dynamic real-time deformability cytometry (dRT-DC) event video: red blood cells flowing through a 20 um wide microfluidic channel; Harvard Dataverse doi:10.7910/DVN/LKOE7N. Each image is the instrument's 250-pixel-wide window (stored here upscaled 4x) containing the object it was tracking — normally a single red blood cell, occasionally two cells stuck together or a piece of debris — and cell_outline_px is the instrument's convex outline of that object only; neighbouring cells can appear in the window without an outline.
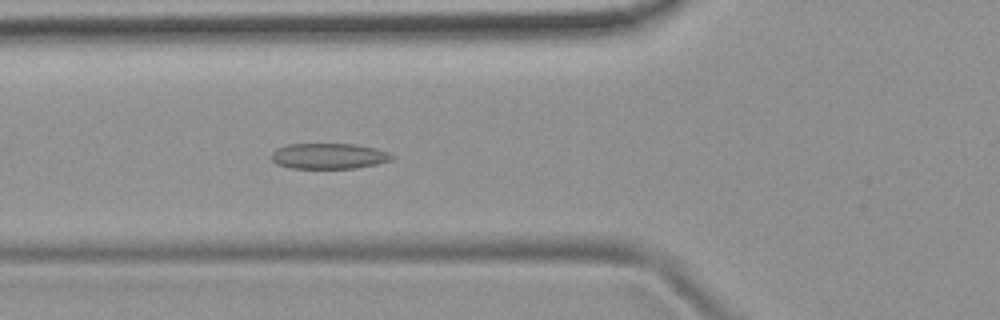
{"species": "common noctule bat (a hibernating species)", "species_latin": "Nyctalus noctula", "temperature_condition": "room temperature", "stored_images_in_passage": 52, "camera_frame_rate_fps": 3000, "um_per_image_px": 0.085, "animal": {"sex": "female", "body_mass_g": 19.9}, "frame": {"image": 1, "passage_image": 19, "time_ms": 6.0, "image_size_px": [1000, 320], "cell_outline_px": [[396, 156], [392, 160], [376, 164], [356, 168], [292, 168], [276, 164], [272, 160], [272, 152], [276, 148], [288, 144], [356, 144], [376, 148], [388, 152]], "centroid_in_image_um": [27.97, 13.26], "position_along_channel_um": 97.8, "area_um2": 18.09}}
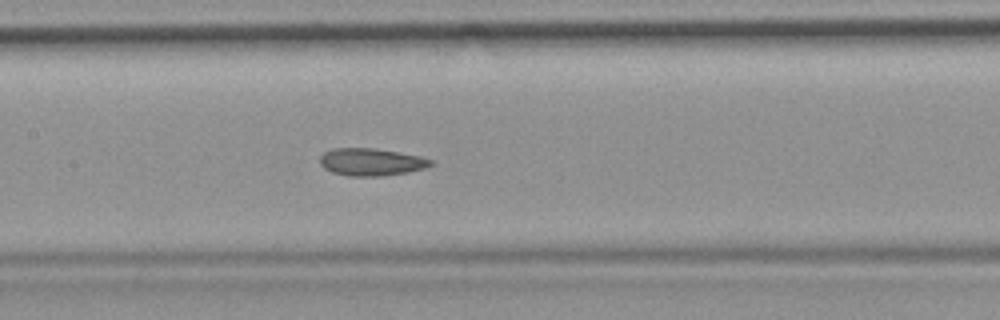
{"frame": {"image": 2, "passage_image": 25, "time_ms": 8.0, "image_size_px": [1000, 320], "cell_outline_px": [[432, 164], [424, 168], [408, 172], [380, 176], [348, 176], [332, 172], [324, 168], [320, 164], [320, 156], [324, 152], [332, 148], [376, 148], [420, 156], [432, 160]], "centroid_in_image_um": [31.52, 13.76], "position_along_channel_um": 175.9, "area_um2": 17.69}}
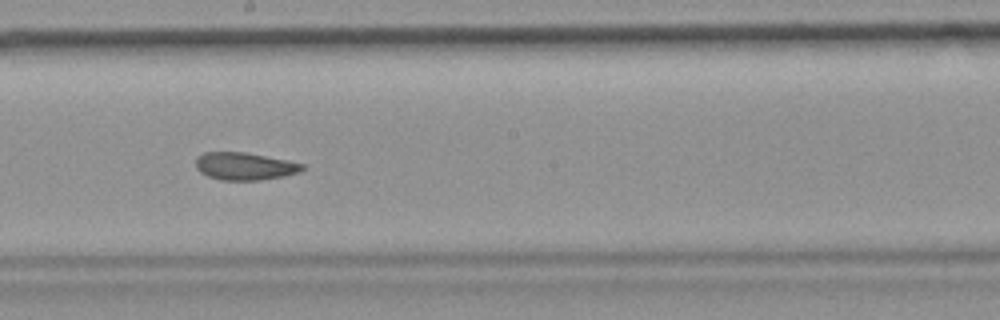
{"frame": {"image": 3, "passage_image": 29, "time_ms": 9.333, "image_size_px": [1000, 320], "cell_outline_px": [[304, 168], [300, 172], [284, 176], [260, 180], [224, 180], [208, 176], [200, 172], [196, 168], [196, 156], [204, 152], [244, 152], [288, 160], [304, 164]], "centroid_in_image_um": [20.79, 14.12], "position_along_channel_um": 227.4, "area_um2": 17.11}, "authors_computed_cell_mechanics": {"area_um2": 18.785, "velocity_mm_per_s": 3.8844, "shape_relaxation_time_tau1_ms": null, "shape_relaxation_time_tau2_ms": 3.3316, "deformation_change_tau1": null, "deformation_change_tau2": 0.092}}